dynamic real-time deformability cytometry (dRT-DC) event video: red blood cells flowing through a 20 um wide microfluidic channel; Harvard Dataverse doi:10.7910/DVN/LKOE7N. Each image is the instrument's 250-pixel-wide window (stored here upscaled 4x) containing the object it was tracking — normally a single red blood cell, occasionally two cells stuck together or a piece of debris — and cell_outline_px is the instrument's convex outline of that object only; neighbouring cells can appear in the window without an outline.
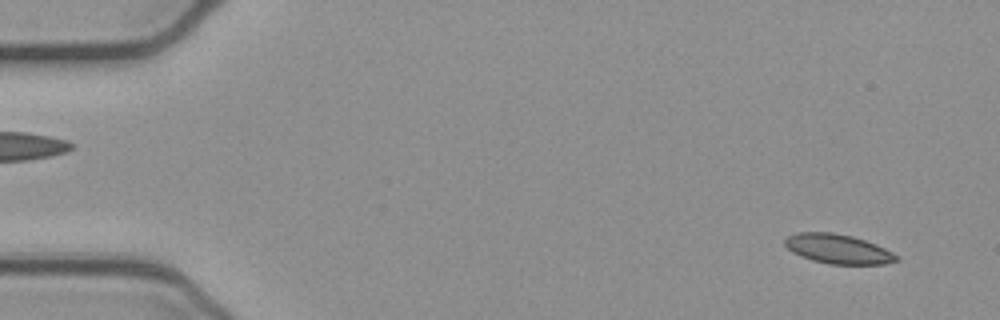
{"species": "common noctule bat (a hibernating species)", "species_latin": "Nyctalus noctula", "temperature_condition": "cold", "stored_images_in_passage": 52, "camera_frame_rate_fps": 3000, "um_per_image_px": 0.085, "animal": {"sex": "female", "body_mass_g": 21.9}, "frame": {"image": 1, "passage_image": 3, "time_ms": 0.667, "image_size_px": [1000, 320], "cell_outline_px": [[900, 260], [884, 264], [828, 264], [812, 260], [800, 256], [792, 252], [784, 244], [784, 240], [788, 236], [796, 232], [832, 232], [852, 236], [876, 244], [900, 256]], "centroid_in_image_um": [71.23, 21.16], "position_along_channel_um": 13.8, "area_um2": 19.25}}
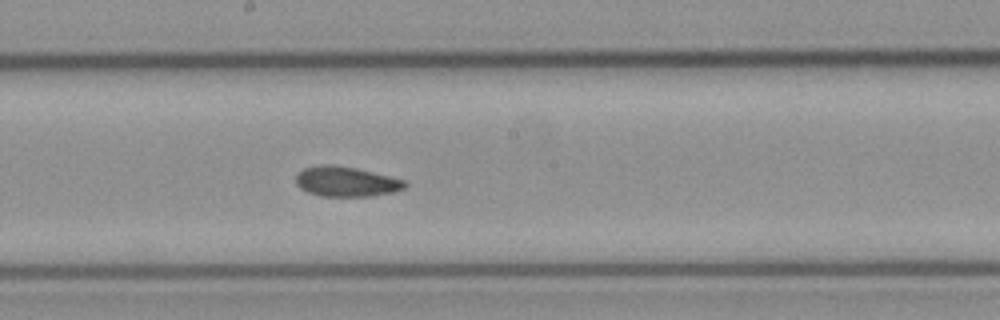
{"frame": {"image": 2, "passage_image": 28, "time_ms": 9.0, "image_size_px": [1000, 320], "cell_outline_px": [[408, 184], [404, 188], [396, 192], [372, 196], [320, 196], [308, 192], [300, 188], [296, 184], [296, 172], [304, 168], [320, 164], [332, 164], [356, 168], [404, 180]], "centroid_in_image_um": [29.4, 15.43], "position_along_channel_um": 218.8, "area_um2": 19.19}}
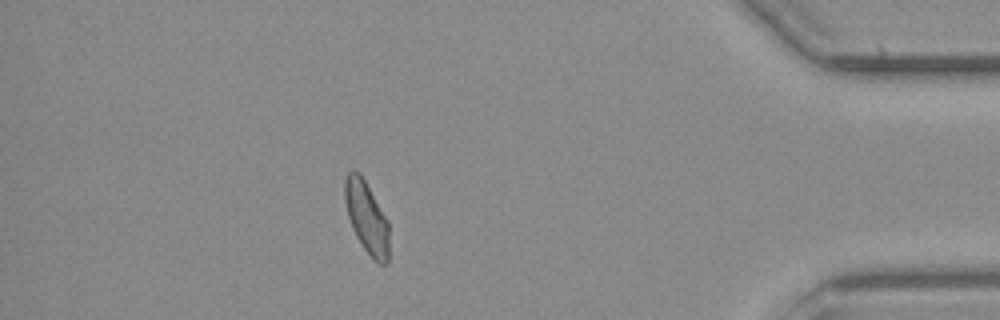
{"frame": {"image": 3, "passage_image": 46, "time_ms": 15.0, "image_size_px": [1000, 320], "cell_outline_px": [[388, 264], [380, 264], [364, 248], [356, 236], [352, 228], [348, 216], [344, 200], [344, 180], [348, 172], [352, 168], [360, 172], [388, 220]], "centroid_in_image_um": [31.14, 18.41], "position_along_channel_um": 404.1, "area_um2": 18.5}, "authors_computed_cell_mechanics": {"area_um2": 19.1318, "velocity_mm_per_s": 3.8734, "shape_relaxation_time_tau1_ms": 2.7993, "shape_relaxation_time_tau2_ms": 2.2617, "deformation_change_tau1": 0.1052, "deformation_change_tau2": 0.0854}}